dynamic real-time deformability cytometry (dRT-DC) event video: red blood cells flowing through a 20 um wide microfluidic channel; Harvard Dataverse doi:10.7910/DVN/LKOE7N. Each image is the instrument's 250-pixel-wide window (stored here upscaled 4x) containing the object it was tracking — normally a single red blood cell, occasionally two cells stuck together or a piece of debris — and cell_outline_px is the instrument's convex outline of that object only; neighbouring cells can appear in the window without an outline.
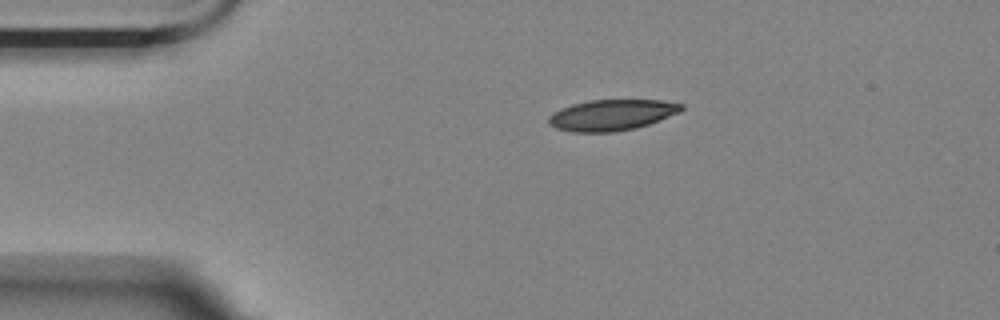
{"species": "Egyptian fruit bat (a non-hibernating species)", "species_latin": "Rousettus aegyptiacus", "temperature_condition": "room temperature", "stored_images_in_passage": 8, "camera_frame_rate_fps": 3000, "um_per_image_px": 0.085, "animal": {"sex": "female"}, "frame": {"image": 1, "passage_image": 1, "time_ms": 0.0, "image_size_px": [1000, 320], "cell_outline_px": [[684, 108], [680, 112], [648, 124], [636, 128], [616, 132], [572, 132], [556, 128], [548, 124], [548, 116], [552, 112], [560, 108], [572, 104], [588, 100], [664, 100], [684, 104]], "centroid_in_image_um": [51.98, 9.77], "position_along_channel_um": 33.0, "area_um2": 24.16}}
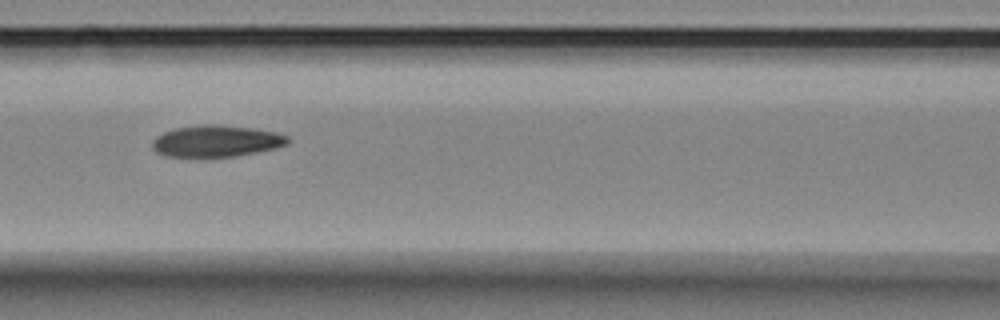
{"frame": {"image": 2, "passage_image": 5, "time_ms": 1.333, "image_size_px": [1000, 320], "cell_outline_px": [[292, 140], [288, 144], [276, 148], [236, 156], [164, 156], [156, 152], [152, 148], [152, 140], [156, 136], [172, 128], [200, 124], [212, 124], [252, 128], [276, 132], [288, 136]], "centroid_in_image_um": [18.38, 11.98], "position_along_channel_um": 148.2, "area_um2": 25.03}}
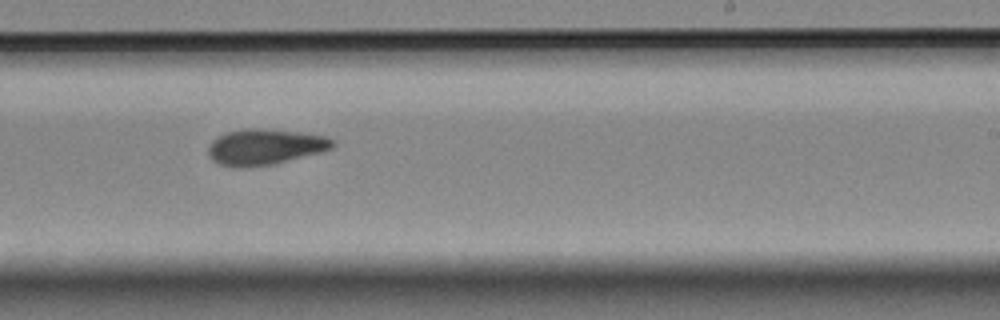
{"frame": {"image": 3, "passage_image": 8, "time_ms": 2.333, "image_size_px": [1000, 320], "cell_outline_px": [[336, 144], [332, 148], [276, 164], [236, 168], [232, 168], [220, 164], [212, 160], [208, 156], [208, 144], [212, 140], [228, 132], [244, 128], [256, 128], [296, 132], [324, 136], [332, 140]], "centroid_in_image_um": [22.45, 12.5], "position_along_channel_um": 266.5, "area_um2": 25.78}}